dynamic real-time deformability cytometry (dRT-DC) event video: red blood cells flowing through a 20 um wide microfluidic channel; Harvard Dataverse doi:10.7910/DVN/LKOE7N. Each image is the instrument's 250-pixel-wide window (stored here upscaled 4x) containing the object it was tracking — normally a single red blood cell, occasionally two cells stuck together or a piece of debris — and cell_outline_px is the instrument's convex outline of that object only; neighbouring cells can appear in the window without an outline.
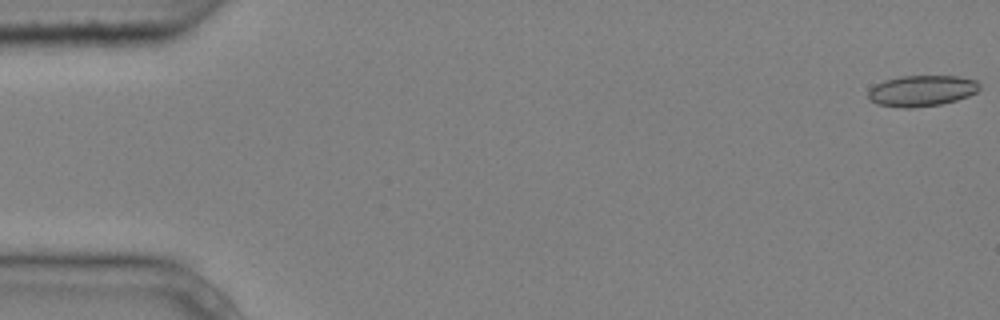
{"species": "common noctule bat (a hibernating species)", "species_latin": "Nyctalus noctula", "temperature_condition": "cold", "stored_images_in_passage": 4, "camera_frame_rate_fps": 3000, "um_per_image_px": 0.085, "animal": {"sex": "male", "body_mass_g": 20.4}, "frame": {"image": 1, "passage_image": 1, "time_ms": 0.0, "image_size_px": [1000, 320], "cell_outline_px": [[980, 88], [976, 92], [968, 96], [956, 100], [940, 104], [912, 108], [904, 108], [876, 104], [868, 100], [868, 92], [876, 84], [884, 80], [900, 76], [956, 76], [976, 80], [980, 84]], "centroid_in_image_um": [78.33, 7.72], "position_along_channel_um": 6.7, "area_um2": 20.11}}
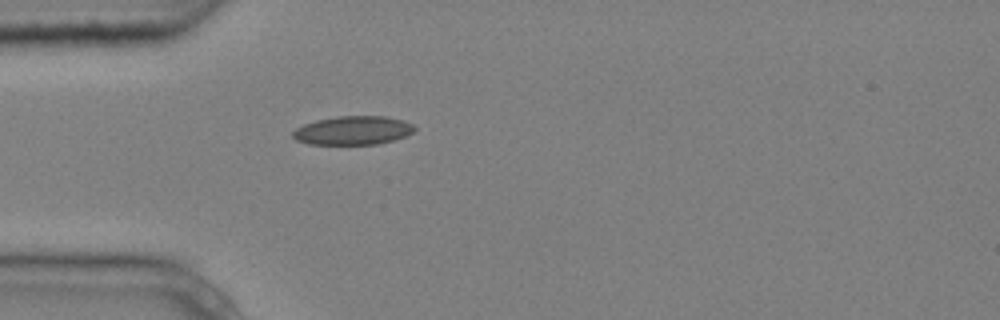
{"frame": {"image": 2, "passage_image": 4, "time_ms": 1.0, "image_size_px": [1000, 320], "cell_outline_px": [[416, 128], [412, 132], [404, 136], [392, 140], [376, 144], [308, 144], [296, 140], [292, 136], [292, 132], [296, 128], [304, 124], [316, 120], [336, 116], [384, 116], [404, 120], [412, 124]], "centroid_in_image_um": [29.97, 11.08], "position_along_channel_um": 55.0, "area_um2": 20.29}}